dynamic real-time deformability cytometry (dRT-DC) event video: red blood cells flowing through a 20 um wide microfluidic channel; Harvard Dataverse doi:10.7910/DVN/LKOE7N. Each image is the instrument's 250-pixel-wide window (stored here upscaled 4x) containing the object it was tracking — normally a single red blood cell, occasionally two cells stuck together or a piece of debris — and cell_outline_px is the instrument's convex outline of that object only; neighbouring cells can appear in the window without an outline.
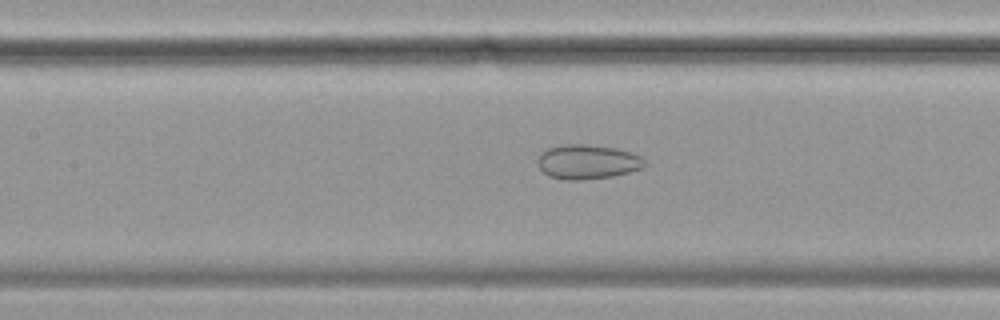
{"species": "common noctule bat (a hibernating species)", "species_latin": "Nyctalus noctula", "temperature_condition": "cold", "stored_images_in_passage": 56, "camera_frame_rate_fps": 3000, "um_per_image_px": 0.085, "animal": {"sex": "female", "body_mass_g": 19.9}, "frame": {"image": 1, "passage_image": 25, "time_ms": 8.0, "image_size_px": [1000, 320], "cell_outline_px": [[648, 164], [644, 168], [612, 176], [580, 180], [568, 180], [548, 176], [540, 168], [536, 160], [540, 152], [548, 148], [564, 144], [584, 144], [616, 148], [632, 152], [640, 156]], "centroid_in_image_um": [49.94, 13.75], "position_along_channel_um": 157.5, "area_um2": 21.62}}
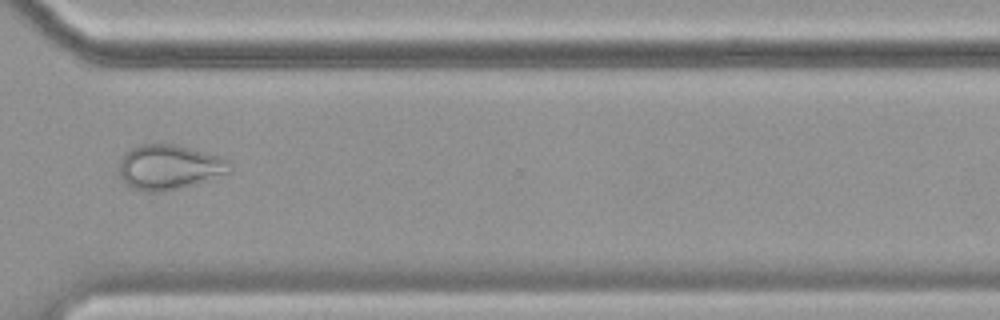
{"frame": {"image": 2, "passage_image": 42, "time_ms": 13.667, "image_size_px": [1000, 320], "cell_outline_px": [[232, 164], [228, 172], [180, 188], [164, 192], [144, 192], [132, 188], [120, 176], [120, 156], [124, 152], [140, 144], [176, 144], [220, 156], [228, 160]], "centroid_in_image_um": [14.34, 14.19], "position_along_channel_um": 356.3, "area_um2": 28.73}}
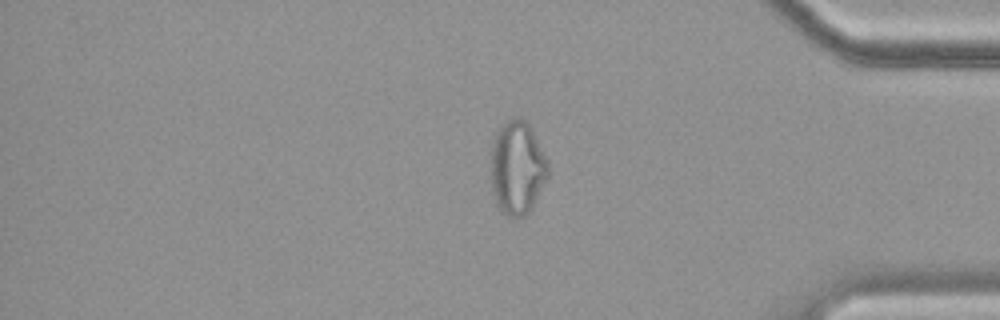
{"frame": {"image": 3, "passage_image": 47, "time_ms": 15.333, "image_size_px": [1000, 320], "cell_outline_px": [[548, 176], [532, 208], [524, 216], [508, 216], [496, 204], [492, 192], [492, 144], [496, 132], [508, 120], [516, 116], [524, 116], [532, 128], [548, 160]], "centroid_in_image_um": [43.99, 14.22], "position_along_channel_um": 391.2, "area_um2": 31.21}}